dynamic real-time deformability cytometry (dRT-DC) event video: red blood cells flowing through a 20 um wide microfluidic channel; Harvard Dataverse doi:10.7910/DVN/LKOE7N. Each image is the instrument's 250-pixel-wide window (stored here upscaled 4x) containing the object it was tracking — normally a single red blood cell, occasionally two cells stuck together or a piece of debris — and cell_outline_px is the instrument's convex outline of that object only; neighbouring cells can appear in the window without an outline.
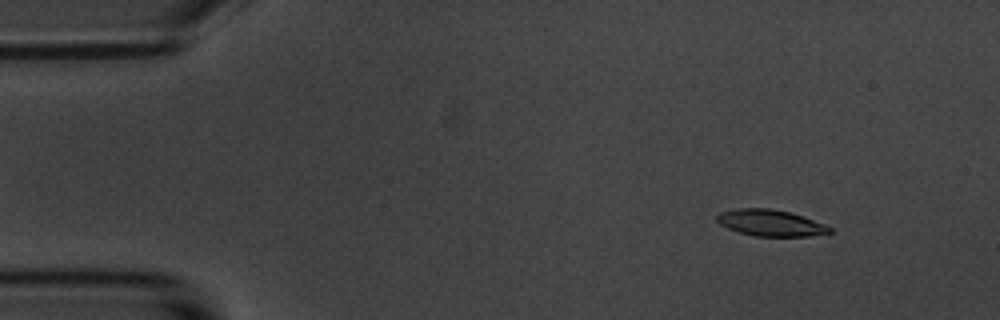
{"species": "common noctule bat (a hibernating species)", "species_latin": "Nyctalus noctula", "temperature_condition": "room temperature", "stored_images_in_passage": 6, "camera_frame_rate_fps": 3000, "um_per_image_px": 0.085, "animal": {"sex": "male", "body_mass_g": 20.1, "forearm_length_mm": 53.5}, "frame": {"image": 1, "passage_image": 2, "time_ms": 1.0, "image_size_px": [1000, 320], "cell_outline_px": [[832, 232], [808, 236], [752, 236], [728, 228], [720, 224], [716, 220], [716, 216], [720, 212], [736, 208], [772, 208], [788, 212], [824, 224], [832, 228]], "centroid_in_image_um": [65.45, 18.94], "position_along_channel_um": 19.6, "area_um2": 17.17}}
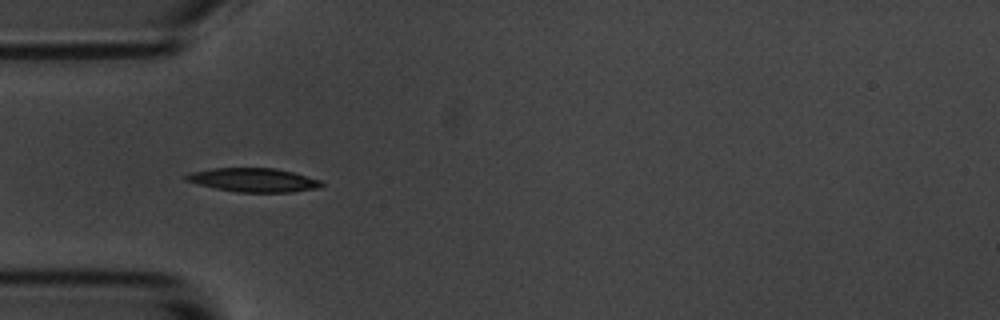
{"frame": {"image": 2, "passage_image": 5, "time_ms": 4.667, "image_size_px": [1000, 320], "cell_outline_px": [[324, 184], [316, 188], [292, 192], [236, 192], [216, 188], [184, 180], [184, 176], [188, 172], [212, 168], [276, 168], [292, 172], [320, 180]], "centroid_in_image_um": [21.5, 15.29], "position_along_channel_um": 63.5, "area_um2": 18.67}}